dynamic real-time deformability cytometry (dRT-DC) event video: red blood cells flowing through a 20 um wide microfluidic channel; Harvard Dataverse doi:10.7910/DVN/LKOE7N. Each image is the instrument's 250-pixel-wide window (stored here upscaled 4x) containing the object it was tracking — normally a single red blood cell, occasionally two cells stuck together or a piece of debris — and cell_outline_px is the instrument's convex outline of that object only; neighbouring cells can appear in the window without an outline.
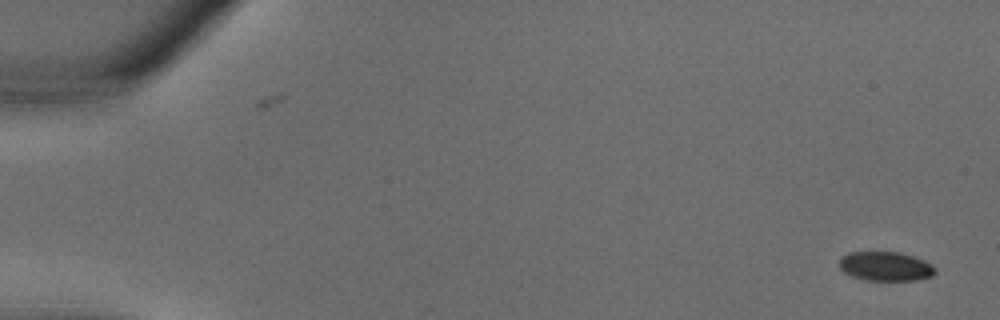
{"species": "common noctule bat (a hibernating species)", "species_latin": "Nyctalus noctula", "temperature_condition": "warm", "stored_images_in_passage": 11, "camera_frame_rate_fps": 3000, "um_per_image_px": 0.085, "animal": {"sex": "male", "body_mass_g": 18.8}, "frame": {"image": 1, "passage_image": 1, "time_ms": 0.0, "image_size_px": [1000, 320], "cell_outline_px": [[936, 272], [932, 276], [916, 280], [868, 280], [852, 276], [844, 272], [840, 268], [840, 256], [848, 252], [900, 252], [924, 260], [932, 264], [936, 268]], "centroid_in_image_um": [75.28, 22.63], "position_along_channel_um": 9.7, "area_um2": 16.36}}
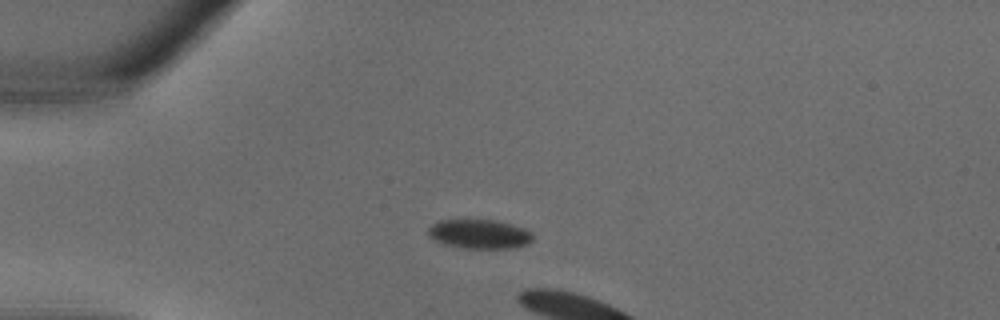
{"frame": {"image": 2, "passage_image": 9, "time_ms": 2.667, "image_size_px": [1000, 320], "cell_outline_px": [[532, 240], [528, 244], [508, 248], [464, 248], [444, 244], [432, 240], [428, 236], [428, 228], [432, 224], [440, 220], [500, 220], [524, 228], [532, 232]], "centroid_in_image_um": [40.73, 19.88], "position_along_channel_um": 44.3, "area_um2": 17.92}}